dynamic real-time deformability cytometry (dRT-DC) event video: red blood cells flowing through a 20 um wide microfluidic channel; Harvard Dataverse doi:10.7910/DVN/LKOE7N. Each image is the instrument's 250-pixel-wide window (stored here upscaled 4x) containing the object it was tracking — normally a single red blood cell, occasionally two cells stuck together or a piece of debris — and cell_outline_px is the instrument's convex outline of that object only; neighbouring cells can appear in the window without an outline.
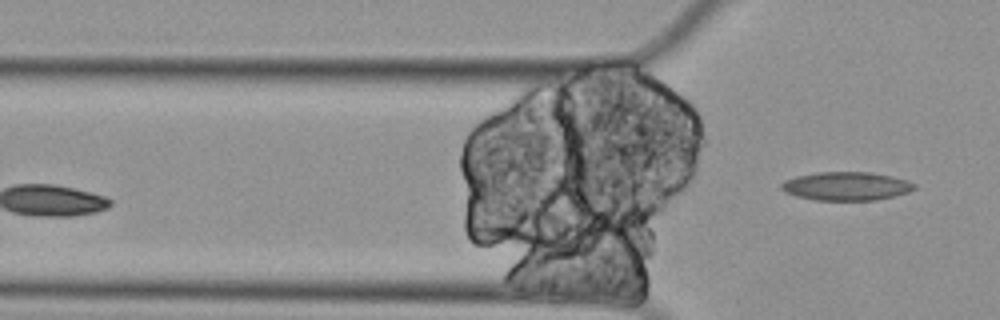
{"species": "Egyptian fruit bat (a non-hibernating species)", "species_latin": "Rousettus aegyptiacus", "temperature_condition": "cold", "stored_images_in_passage": 4, "camera_frame_rate_fps": 3000, "um_per_image_px": 0.085, "animal": {"sex": "female"}, "frame": {"image": 1, "passage_image": 4, "time_ms": 1.0, "image_size_px": [1000, 320], "cell_outline_px": [[916, 188], [908, 192], [876, 200], [816, 200], [796, 196], [784, 192], [780, 188], [780, 184], [784, 180], [796, 176], [816, 172], [872, 172], [892, 176], [908, 180], [916, 184]], "centroid_in_image_um": [71.92, 15.81], "position_along_channel_um": 53.9, "area_um2": 22.25}}